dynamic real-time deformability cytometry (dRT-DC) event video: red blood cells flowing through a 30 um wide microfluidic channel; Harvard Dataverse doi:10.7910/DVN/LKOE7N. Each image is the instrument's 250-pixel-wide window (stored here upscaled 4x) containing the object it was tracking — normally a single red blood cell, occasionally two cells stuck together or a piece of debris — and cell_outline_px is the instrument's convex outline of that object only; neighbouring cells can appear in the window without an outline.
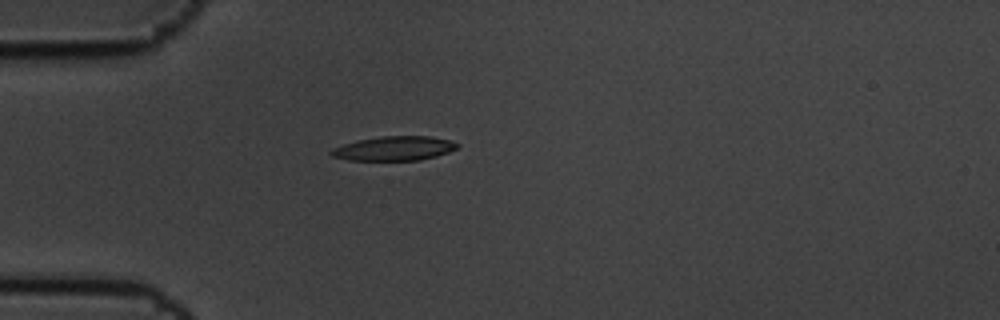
{"species": "common noctule bat (a hibernating species)", "species_latin": "Nyctalus noctula", "temperature_condition": "cold", "stored_images_in_passage": 1, "camera_frame_rate_fps": 3000, "um_per_image_px": 0.085, "animal": {"sex": "male", "body_mass_g": 19.5, "forearm_length_mm": 54.6}, "frame": {"image": 1, "passage_image": 1, "time_ms": 0.0, "image_size_px": [1000, 320], "cell_outline_px": [[460, 144], [456, 148], [448, 152], [436, 156], [420, 160], [348, 160], [332, 156], [328, 152], [332, 148], [356, 140], [380, 136], [428, 136], [448, 140]], "centroid_in_image_um": [33.46, 12.61], "position_along_channel_um": 51.5, "area_um2": 17.8}}